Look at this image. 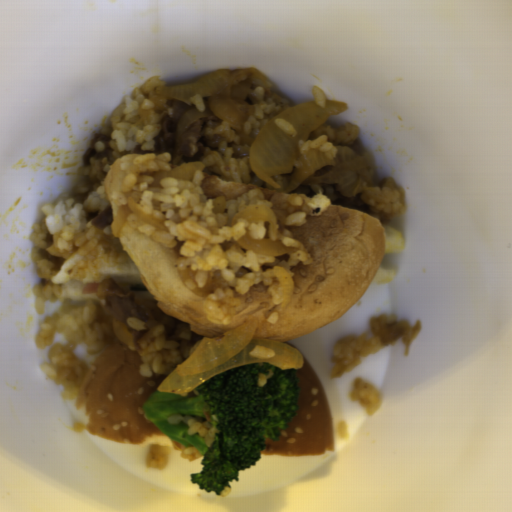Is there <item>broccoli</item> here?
Returning a JSON list of instances; mask_svg holds the SVG:
<instances>
[{"mask_svg": "<svg viewBox=\"0 0 512 512\" xmlns=\"http://www.w3.org/2000/svg\"><path fill=\"white\" fill-rule=\"evenodd\" d=\"M272 375L263 387L258 373ZM302 387L294 369L281 370L269 362L232 368L196 386L188 395L152 393L142 409L163 434L203 456L202 470L189 474L192 483L219 496L230 481H239V470L257 464L266 439L279 440L281 430L298 410ZM191 416L219 429L212 447L199 434L188 435V425H172V414Z\"/></svg>", "mask_w": 512, "mask_h": 512, "instance_id": "obj_1", "label": "broccoli"}]
</instances>
